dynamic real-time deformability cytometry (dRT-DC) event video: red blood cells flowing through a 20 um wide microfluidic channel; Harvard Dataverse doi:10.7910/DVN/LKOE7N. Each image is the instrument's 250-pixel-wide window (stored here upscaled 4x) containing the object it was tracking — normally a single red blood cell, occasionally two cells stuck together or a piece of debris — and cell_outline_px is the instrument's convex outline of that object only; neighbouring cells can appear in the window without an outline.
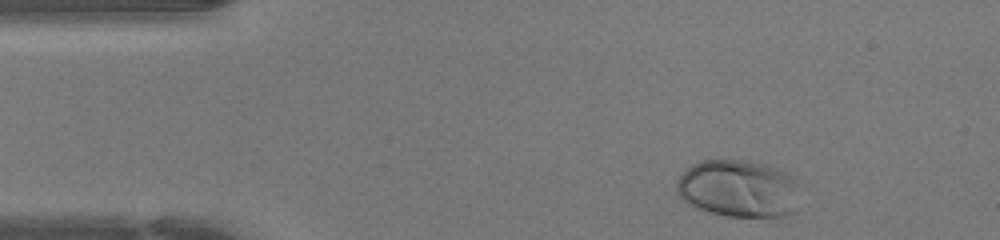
{"species": "human", "species_latin": "Homo sapiens", "temperature_condition": "warm", "stored_images_in_passage": 42, "camera_frame_rate_fps": 3000, "um_per_image_px": 0.085, "donor": {"sex": "female"}, "frame": {"image": 1, "passage_image": 1, "time_ms": 0.0, "image_size_px": [1000, 240], "cell_outline_px": [[800, 184], [796, 212], [788, 216], [724, 216], [696, 208], [688, 204], [676, 192], [676, 180], [692, 164], [700, 160], [740, 160], [764, 164], [776, 168], [792, 176]], "centroid_in_image_um": [62.79, 16.04], "position_along_channel_um": 22.2, "area_um2": 41.67}}
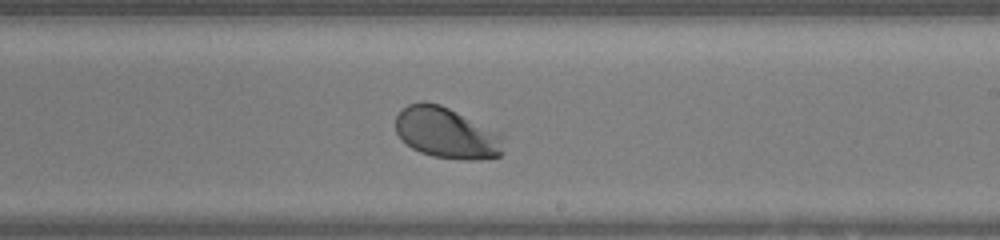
{"frame": {"image": 2, "passage_image": 22, "time_ms": 7.0, "image_size_px": [1000, 240], "cell_outline_px": [[504, 152], [500, 156], [480, 160], [460, 160], [432, 156], [420, 152], [412, 148], [396, 132], [396, 116], [408, 104], [420, 100], [424, 100], [440, 104], [500, 132], [504, 136]], "centroid_in_image_um": [38.01, 11.3], "position_along_channel_um": 251.0, "area_um2": 32.48}}
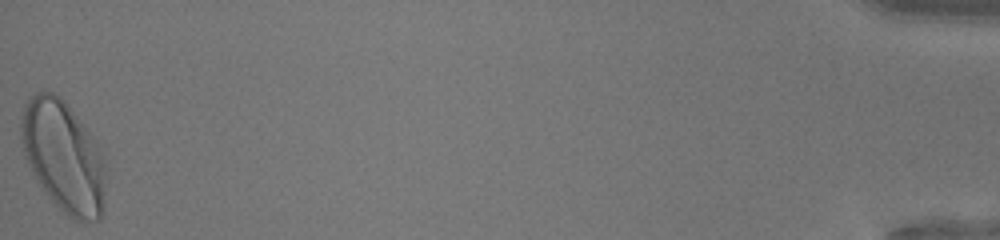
{"frame": {"image": 3, "passage_image": 42, "time_ms": 13.667, "image_size_px": [1000, 240], "cell_outline_px": [[108, 172], [104, 204], [100, 220], [76, 220], [64, 212], [52, 200], [36, 180], [24, 156], [20, 136], [20, 116], [24, 104], [36, 92], [52, 92], [60, 96], [64, 100], [92, 136], [96, 144]], "centroid_in_image_um": [5.39, 13.3], "position_along_channel_um": 429.8, "area_um2": 54.85}, "authors_computed_cell_mechanics": {"area_um2": 34.68, "velocity_mm_per_s": 4.2788, "shape_relaxation_time_tau1_ms": 1.3967, "shape_relaxation_time_tau2_ms": null, "deformation_change_tau1": 0.1188, "deformation_change_tau2": null}}